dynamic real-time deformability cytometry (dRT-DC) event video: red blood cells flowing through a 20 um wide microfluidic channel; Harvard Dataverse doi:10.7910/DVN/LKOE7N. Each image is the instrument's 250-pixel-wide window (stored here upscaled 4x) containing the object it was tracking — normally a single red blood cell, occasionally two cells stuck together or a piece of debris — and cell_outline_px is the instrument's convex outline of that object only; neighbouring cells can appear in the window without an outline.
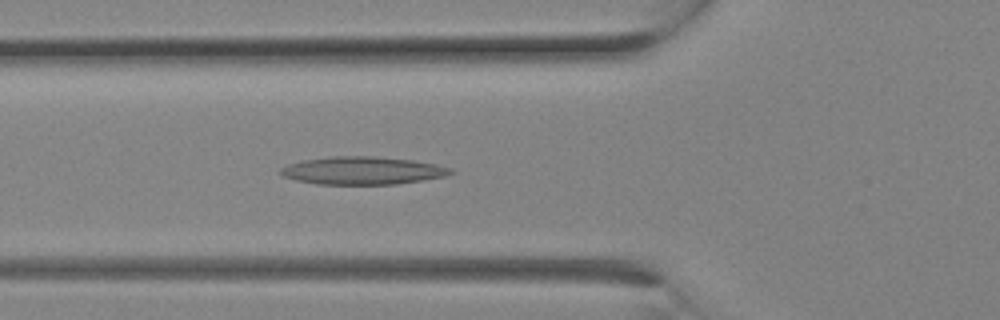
{"species": "Egyptian fruit bat (a non-hibernating species)", "species_latin": "Rousettus aegyptiacus", "temperature_condition": "room temperature", "stored_images_in_passage": 8, "camera_frame_rate_fps": 3000, "um_per_image_px": 0.085, "animal": {"sex": "female"}, "frame": {"image": 1, "passage_image": 8, "time_ms": 2.333, "image_size_px": [1000, 320], "cell_outline_px": [[456, 172], [444, 176], [424, 180], [396, 184], [316, 184], [296, 180], [284, 176], [280, 172], [280, 168], [288, 164], [304, 160], [332, 156], [372, 156], [412, 160], [436, 164], [452, 168]], "centroid_in_image_um": [30.84, 14.5], "position_along_channel_um": 95.0, "area_um2": 27.51}}